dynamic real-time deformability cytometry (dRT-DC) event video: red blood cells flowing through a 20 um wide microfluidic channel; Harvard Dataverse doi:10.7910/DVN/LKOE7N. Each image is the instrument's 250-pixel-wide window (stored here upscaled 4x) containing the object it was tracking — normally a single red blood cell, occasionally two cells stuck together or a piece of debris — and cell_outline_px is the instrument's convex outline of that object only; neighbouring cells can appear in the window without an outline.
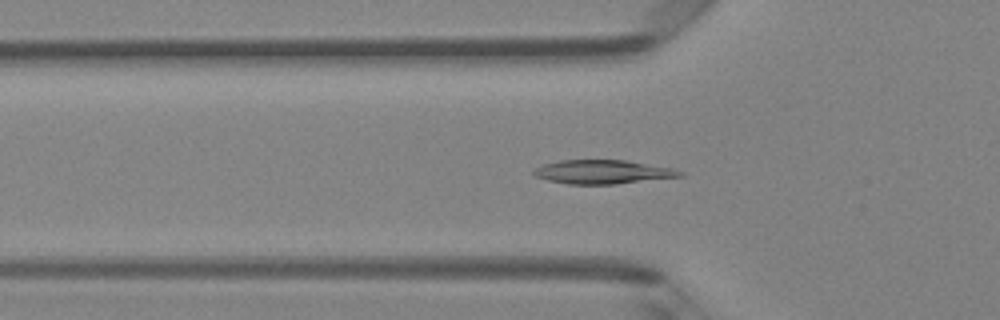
{"species": "Egyptian fruit bat (a non-hibernating species)", "species_latin": "Rousettus aegyptiacus", "temperature_condition": "room temperature", "stored_images_in_passage": 50, "camera_frame_rate_fps": 3000, "um_per_image_px": 0.085, "animal": {"sex": "female"}, "frame": {"image": 1, "passage_image": 16, "time_ms": 5.0, "image_size_px": [1000, 320], "cell_outline_px": [[684, 176], [616, 184], [568, 184], [548, 180], [536, 176], [532, 172], [536, 168], [544, 164], [560, 160], [624, 160], [672, 168], [684, 172]], "centroid_in_image_um": [51.25, 14.61], "position_along_channel_um": 74.6, "area_um2": 20.17}}
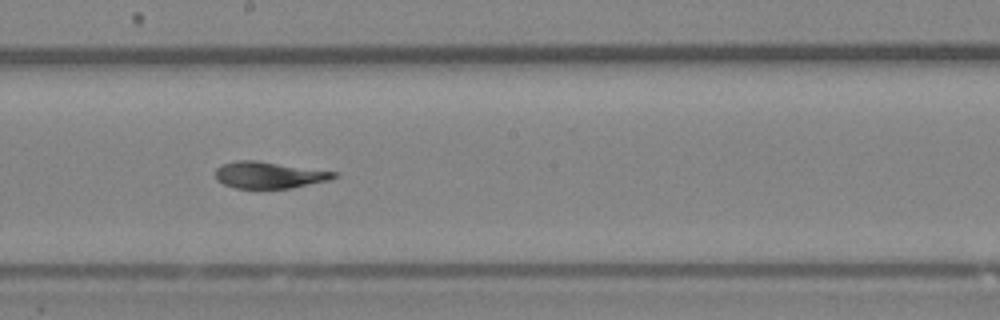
{"frame": {"image": 2, "passage_image": 27, "time_ms": 8.667, "image_size_px": [1000, 320], "cell_outline_px": [[340, 176], [332, 180], [292, 188], [236, 188], [224, 184], [216, 180], [216, 168], [224, 164], [236, 160], [256, 160], [340, 172]], "centroid_in_image_um": [22.96, 14.87], "position_along_channel_um": 225.2, "area_um2": 18.67}}
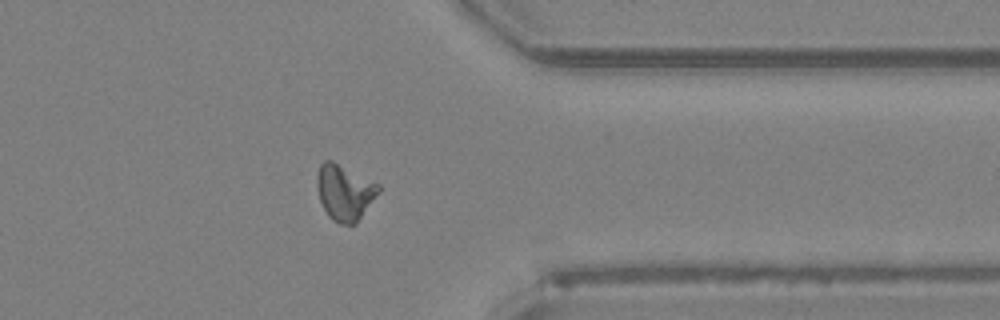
{"frame": {"image": 3, "passage_image": 39, "time_ms": 12.667, "image_size_px": [1000, 320], "cell_outline_px": [[380, 192], [356, 224], [340, 224], [332, 220], [328, 216], [320, 200], [316, 184], [316, 176], [320, 164], [324, 160], [332, 160], [380, 184]], "centroid_in_image_um": [29.3, 16.34], "position_along_channel_um": 382.1, "area_um2": 20.17}, "authors_computed_cell_mechanics": {"area_um2": 19.4208, "velocity_mm_per_s": 4.1209, "shape_relaxation_time_tau1_ms": 5.3293, "shape_relaxation_time_tau2_ms": 2.6267, "deformation_change_tau1": 0.1783, "deformation_change_tau2": 0.0819}}